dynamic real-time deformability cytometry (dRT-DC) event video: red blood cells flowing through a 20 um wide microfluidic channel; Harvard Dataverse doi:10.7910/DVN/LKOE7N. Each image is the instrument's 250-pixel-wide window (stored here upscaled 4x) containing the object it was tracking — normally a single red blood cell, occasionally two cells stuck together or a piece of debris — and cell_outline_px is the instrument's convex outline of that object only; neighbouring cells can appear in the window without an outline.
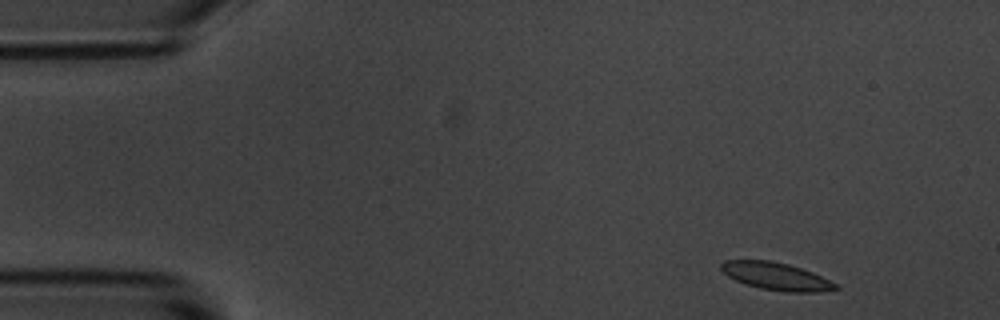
{"species": "common noctule bat (a hibernating species)", "species_latin": "Nyctalus noctula", "temperature_condition": "room temperature", "stored_images_in_passage": 6, "camera_frame_rate_fps": 3000, "um_per_image_px": 0.085, "animal": {"sex": "male", "body_mass_g": 20.1, "forearm_length_mm": 53.5}, "frame": {"image": 1, "passage_image": 1, "time_ms": 0.0, "image_size_px": [1000, 320], "cell_outline_px": [[840, 288], [820, 292], [788, 292], [760, 288], [744, 284], [728, 276], [720, 268], [720, 264], [724, 260], [772, 260], [788, 264], [812, 272], [840, 284]], "centroid_in_image_um": [66.0, 23.48], "position_along_channel_um": 19.0, "area_um2": 18.5}}
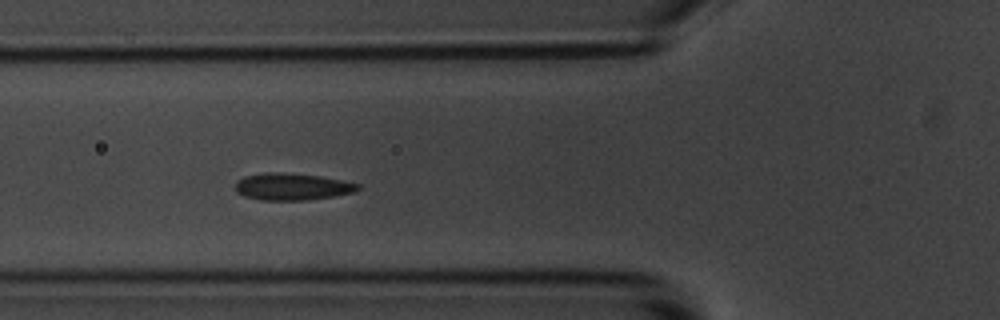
{"frame": {"image": 2, "passage_image": 5, "time_ms": 4.667, "image_size_px": [1000, 320], "cell_outline_px": [[360, 188], [356, 192], [308, 200], [260, 200], [244, 196], [236, 192], [236, 180], [244, 176], [264, 172], [280, 172], [320, 176], [360, 184]], "centroid_in_image_um": [24.8, 15.86], "position_along_channel_um": 101.0, "area_um2": 19.31}}
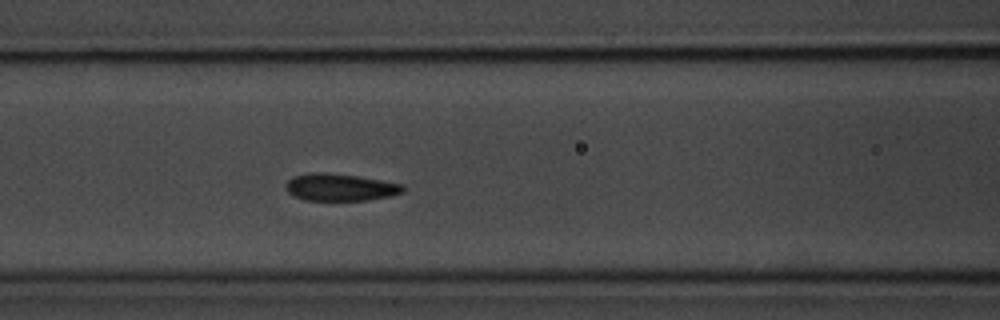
{"frame": {"image": 3, "passage_image": 6, "time_ms": 5.667, "image_size_px": [1000, 320], "cell_outline_px": [[408, 188], [404, 192], [392, 196], [368, 200], [304, 200], [288, 192], [284, 184], [292, 176], [312, 172], [324, 172], [356, 176], [404, 184]], "centroid_in_image_um": [28.95, 15.91], "position_along_channel_um": 137.6, "area_um2": 18.73}}